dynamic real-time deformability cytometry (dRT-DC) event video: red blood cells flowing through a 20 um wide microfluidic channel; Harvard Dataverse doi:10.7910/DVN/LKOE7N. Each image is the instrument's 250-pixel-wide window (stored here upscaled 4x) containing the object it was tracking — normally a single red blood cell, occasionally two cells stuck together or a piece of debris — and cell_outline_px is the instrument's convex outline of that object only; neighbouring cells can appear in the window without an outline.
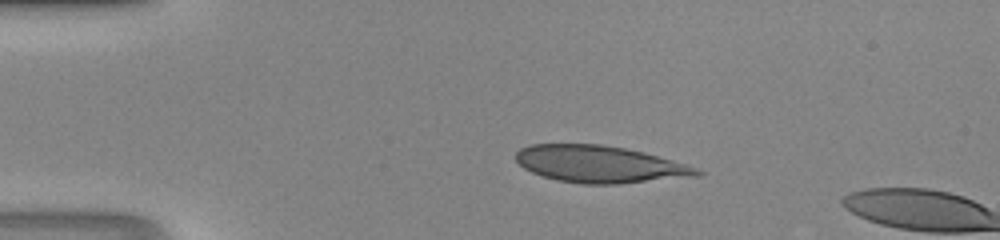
{"species": "human", "species_latin": "Homo sapiens", "temperature_condition": "room temperature", "stored_images_in_passage": 3, "camera_frame_rate_fps": 3000, "um_per_image_px": 0.085, "donor": {"sex": "male"}, "frame": {"image": 1, "passage_image": 1, "time_ms": 0.0, "image_size_px": [1000, 240], "cell_outline_px": [[704, 172], [700, 176], [616, 184], [580, 184], [556, 180], [532, 172], [524, 168], [516, 160], [516, 152], [520, 148], [528, 144], [600, 144], [624, 148], [644, 152], [672, 160], [696, 168]], "centroid_in_image_um": [50.96, 13.96], "position_along_channel_um": 34.0, "area_um2": 39.02}}